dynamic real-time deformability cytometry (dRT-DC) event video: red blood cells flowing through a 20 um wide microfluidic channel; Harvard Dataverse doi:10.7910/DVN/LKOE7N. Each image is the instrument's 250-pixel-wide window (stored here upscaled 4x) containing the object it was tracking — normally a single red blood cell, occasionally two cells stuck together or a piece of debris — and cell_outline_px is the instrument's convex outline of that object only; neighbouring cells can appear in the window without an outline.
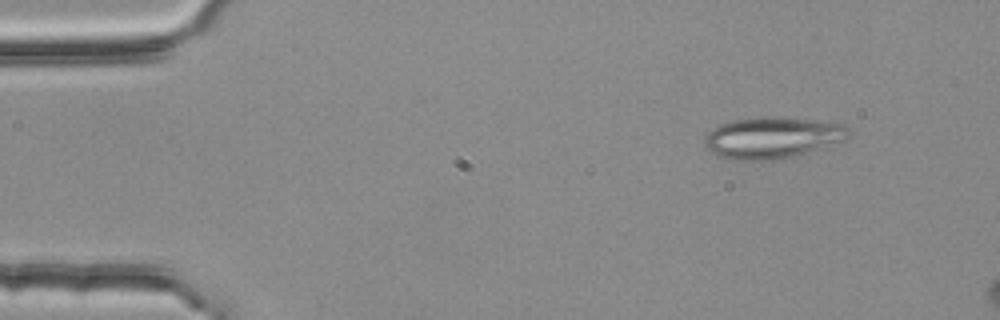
{"species": "common noctule bat (a hibernating species)", "species_latin": "Nyctalus noctula", "temperature_condition": "room temperature", "stored_images_in_passage": 4, "camera_frame_rate_fps": 3000, "um_per_image_px": 0.085, "animal": {"sex": "female", "body_mass_g": 25.1}, "frame": {"image": 1, "passage_image": 1, "time_ms": 0.0, "image_size_px": [1000, 320], "cell_outline_px": [[852, 132], [844, 140], [820, 148], [792, 156], [768, 160], [724, 160], [712, 152], [704, 144], [704, 136], [712, 128], [720, 124], [732, 120], [772, 116], [820, 120], [840, 124]], "centroid_in_image_um": [65.59, 11.7], "position_along_channel_um": 19.4, "area_um2": 34.68}}